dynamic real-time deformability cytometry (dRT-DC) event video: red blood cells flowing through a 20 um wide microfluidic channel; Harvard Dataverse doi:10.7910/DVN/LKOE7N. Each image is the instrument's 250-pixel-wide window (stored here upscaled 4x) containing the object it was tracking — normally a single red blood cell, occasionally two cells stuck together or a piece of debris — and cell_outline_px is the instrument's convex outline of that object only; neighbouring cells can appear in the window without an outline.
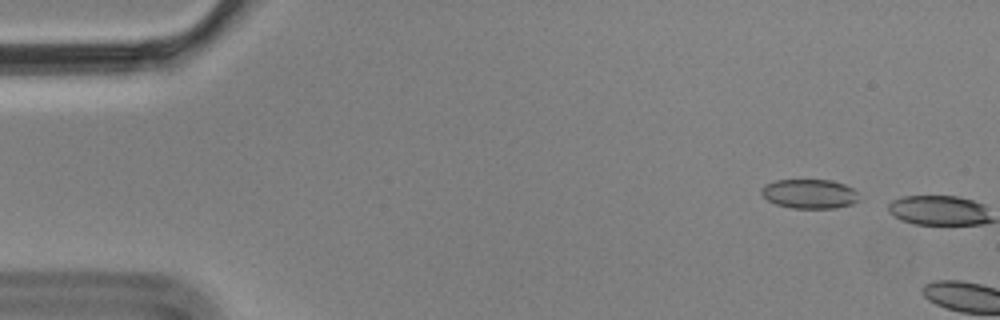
{"species": "Egyptian fruit bat (a non-hibernating species)", "species_latin": "Rousettus aegyptiacus", "temperature_condition": "cold", "stored_images_in_passage": 2, "camera_frame_rate_fps": 3000, "um_per_image_px": 0.085, "animal": {"sex": "male"}, "frame": {"image": 1, "passage_image": 1, "time_ms": 0.0, "image_size_px": [1000, 320], "cell_outline_px": [[860, 200], [852, 204], [836, 208], [792, 208], [776, 204], [768, 200], [760, 192], [760, 188], [764, 184], [776, 180], [832, 180], [844, 184], [852, 188], [856, 192]], "centroid_in_image_um": [68.8, 16.47], "position_along_channel_um": 16.2, "area_um2": 16.76}}